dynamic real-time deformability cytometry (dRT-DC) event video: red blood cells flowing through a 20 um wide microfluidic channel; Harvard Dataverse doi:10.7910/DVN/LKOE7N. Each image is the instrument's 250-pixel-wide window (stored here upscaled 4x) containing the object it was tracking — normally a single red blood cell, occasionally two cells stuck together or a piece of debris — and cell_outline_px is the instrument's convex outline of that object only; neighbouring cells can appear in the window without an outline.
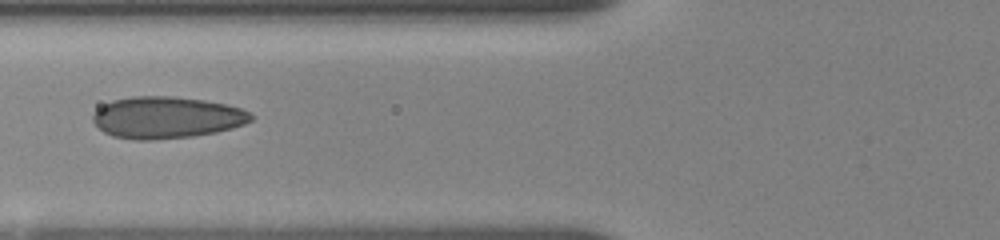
{"species": "human", "species_latin": "Homo sapiens", "temperature_condition": "room temperature", "stored_images_in_passage": 19, "camera_frame_rate_fps": 3000, "um_per_image_px": 0.085, "donor": {"sex": "female"}, "frame": {"image": 1, "passage_image": 6, "time_ms": 3.0, "image_size_px": [1000, 240], "cell_outline_px": [[252, 120], [244, 124], [232, 128], [216, 132], [192, 136], [152, 140], [136, 140], [112, 136], [104, 132], [92, 120], [92, 116], [96, 108], [112, 100], [132, 96], [172, 96], [204, 100], [224, 104], [240, 108], [248, 112], [252, 116]], "centroid_in_image_um": [14.12, 9.98], "position_along_channel_um": 111.7, "area_um2": 38.44}}
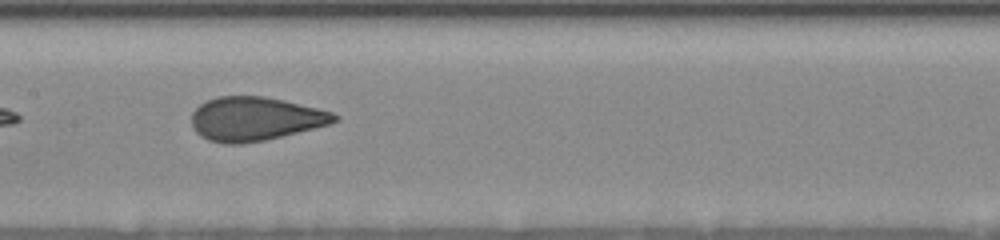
{"frame": {"image": 2, "passage_image": 9, "time_ms": 5.0, "image_size_px": [1000, 240], "cell_outline_px": [[340, 120], [328, 124], [264, 140], [240, 144], [224, 144], [208, 140], [200, 136], [196, 132], [192, 124], [192, 112], [200, 104], [208, 100], [220, 96], [264, 96], [284, 100], [332, 112], [340, 116]], "centroid_in_image_um": [21.66, 10.1], "position_along_channel_um": 185.7, "area_um2": 36.18}}
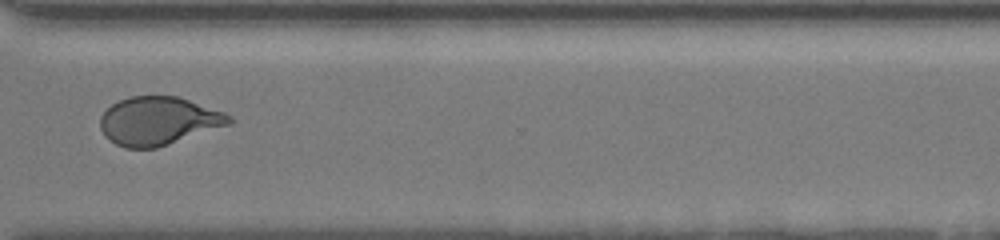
{"frame": {"image": 3, "passage_image": 13, "time_ms": 9.667, "image_size_px": [1000, 240], "cell_outline_px": [[232, 124], [156, 148], [124, 148], [108, 140], [104, 136], [100, 128], [100, 116], [112, 104], [128, 96], [176, 96], [224, 112], [232, 116]], "centroid_in_image_um": [13.45, 10.29], "position_along_channel_um": 357.1, "area_um2": 36.3}, "authors_computed_cell_mechanics": {"area_um2": 38.148, "velocity_mm_per_s": 3.6794, "shape_relaxation_time_tau1_ms": 3.3033, "shape_relaxation_time_tau2_ms": 1.4241, "deformation_change_tau1": 0.1894, "deformation_change_tau2": 0.0811}}